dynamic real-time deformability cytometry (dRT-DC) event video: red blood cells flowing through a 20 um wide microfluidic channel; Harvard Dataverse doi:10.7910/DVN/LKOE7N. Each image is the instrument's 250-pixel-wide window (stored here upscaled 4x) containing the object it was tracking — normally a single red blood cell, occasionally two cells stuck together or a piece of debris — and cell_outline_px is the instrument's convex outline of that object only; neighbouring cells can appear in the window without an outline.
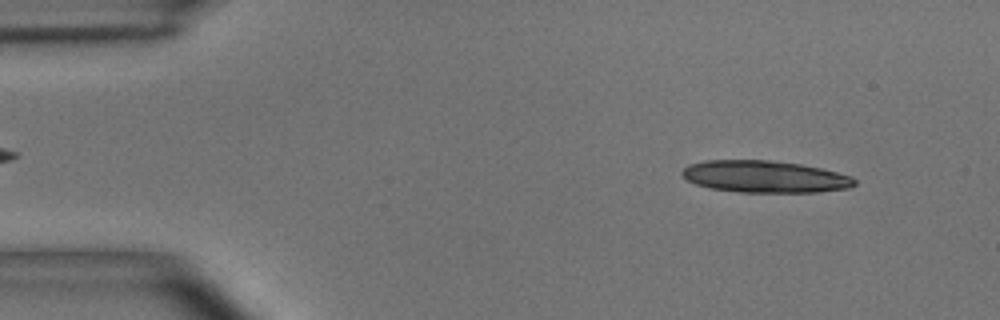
{"species": "common noctule bat (a hibernating species)", "species_latin": "Nyctalus noctula", "temperature_condition": "room temperature", "stored_images_in_passage": 20, "camera_frame_rate_fps": 3000, "um_per_image_px": 0.085, "animal": {"sex": "male", "body_mass_g": 15.6}, "frame": {"image": 1, "passage_image": 4, "time_ms": 1.0, "image_size_px": [1000, 320], "cell_outline_px": [[856, 184], [848, 188], [816, 192], [740, 192], [708, 188], [696, 184], [680, 176], [680, 172], [688, 164], [704, 160], [768, 160], [800, 164], [820, 168], [852, 176], [856, 180]], "centroid_in_image_um": [64.96, 15.01], "position_along_channel_um": 20.0, "area_um2": 32.19}}